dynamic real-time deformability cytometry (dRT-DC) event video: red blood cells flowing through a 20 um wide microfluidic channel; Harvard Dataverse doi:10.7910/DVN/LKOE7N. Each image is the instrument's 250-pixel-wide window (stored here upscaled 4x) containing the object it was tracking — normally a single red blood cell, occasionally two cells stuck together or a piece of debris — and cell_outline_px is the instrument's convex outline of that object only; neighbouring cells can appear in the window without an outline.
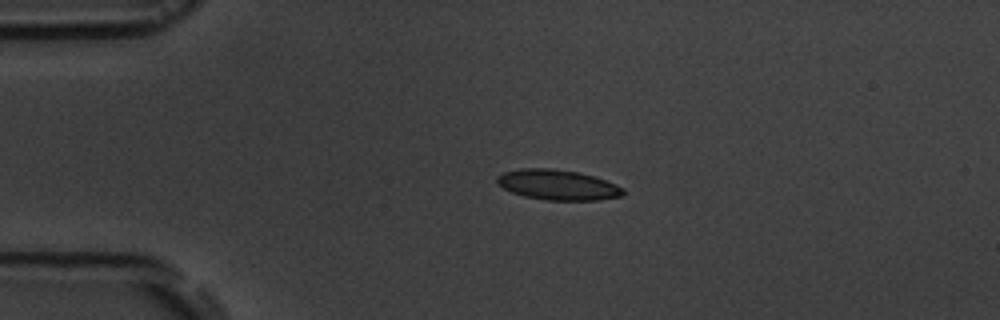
{"species": "common noctule bat (a hibernating species)", "species_latin": "Nyctalus noctula", "temperature_condition": "room temperature", "stored_images_in_passage": 4, "camera_frame_rate_fps": 3000, "um_per_image_px": 0.085, "animal": {"sex": "male", "body_mass_g": 19.5, "forearm_length_mm": 54.6}, "frame": {"image": 1, "passage_image": 3, "time_ms": 2.333, "image_size_px": [1000, 320], "cell_outline_px": [[624, 196], [600, 200], [548, 200], [524, 196], [512, 192], [496, 184], [496, 176], [504, 172], [520, 168], [548, 168], [576, 172], [592, 176], [616, 184], [624, 188]], "centroid_in_image_um": [47.4, 15.72], "position_along_channel_um": 37.6, "area_um2": 22.2}}